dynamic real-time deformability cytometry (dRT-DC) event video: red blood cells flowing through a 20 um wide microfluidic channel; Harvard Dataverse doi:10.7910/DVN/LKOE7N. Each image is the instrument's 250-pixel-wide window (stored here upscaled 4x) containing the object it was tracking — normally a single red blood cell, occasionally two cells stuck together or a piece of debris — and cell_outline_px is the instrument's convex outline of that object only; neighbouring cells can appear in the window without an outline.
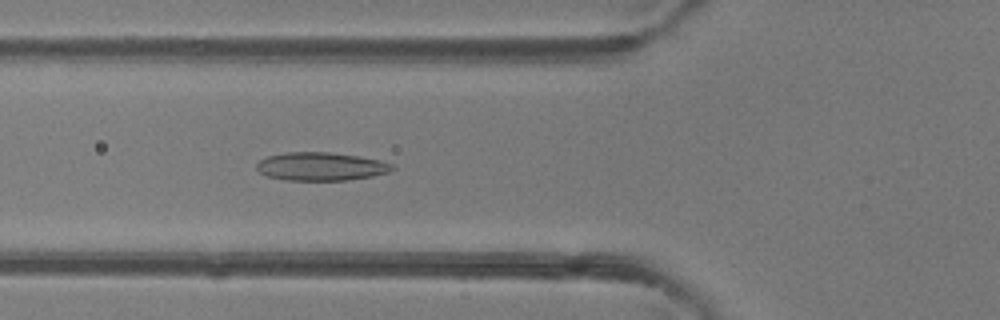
{"species": "common noctule bat (a hibernating species)", "species_latin": "Nyctalus noctula", "temperature_condition": "room temperature", "stored_images_in_passage": 43, "camera_frame_rate_fps": 3000, "um_per_image_px": 0.085, "animal": {"sex": "female"}, "frame": {"image": 1, "passage_image": 13, "time_ms": 4.0, "image_size_px": [1000, 320], "cell_outline_px": [[396, 168], [388, 172], [372, 176], [348, 180], [288, 180], [268, 176], [260, 172], [256, 168], [256, 164], [260, 160], [268, 156], [284, 152], [328, 152], [360, 156], [380, 160], [392, 164]], "centroid_in_image_um": [27.29, 14.14], "position_along_channel_um": 98.5, "area_um2": 22.31}}
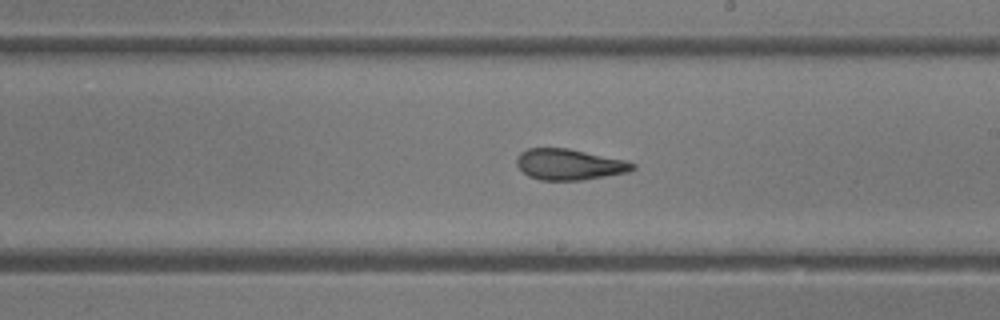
{"frame": {"image": 2, "passage_image": 23, "time_ms": 7.333, "image_size_px": [1000, 320], "cell_outline_px": [[636, 168], [628, 172], [580, 180], [540, 180], [528, 176], [516, 164], [516, 156], [520, 152], [528, 148], [568, 148], [624, 160], [636, 164]], "centroid_in_image_um": [48.36, 13.97], "position_along_channel_um": 240.6, "area_um2": 20.81}}
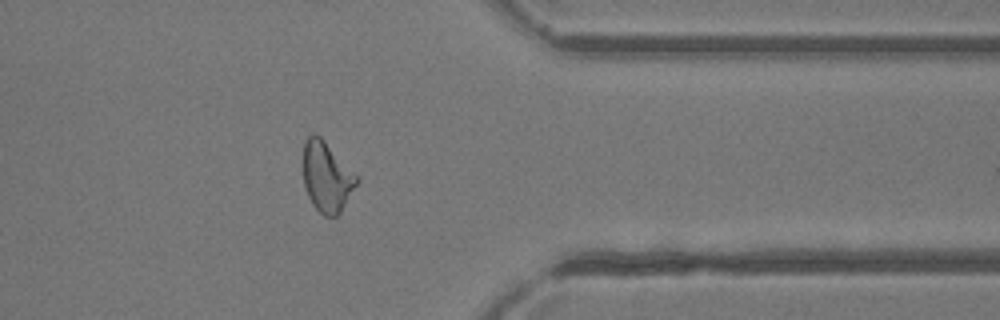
{"frame": {"image": 3, "passage_image": 34, "time_ms": 11.0, "image_size_px": [1000, 320], "cell_outline_px": [[360, 180], [340, 212], [336, 216], [324, 216], [312, 204], [308, 196], [304, 184], [304, 144], [308, 136], [312, 132], [320, 136], [360, 176]], "centroid_in_image_um": [27.81, 15.02], "position_along_channel_um": 383.6, "area_um2": 21.96}, "authors_computed_cell_mechanics": {"area_um2": 22.3108, "velocity_mm_per_s": 4.2467, "shape_relaxation_time_tau1_ms": 7.951, "shape_relaxation_time_tau2_ms": 1.5089, "deformation_change_tau1": 0.2225, "deformation_change_tau2": 0.0855}}